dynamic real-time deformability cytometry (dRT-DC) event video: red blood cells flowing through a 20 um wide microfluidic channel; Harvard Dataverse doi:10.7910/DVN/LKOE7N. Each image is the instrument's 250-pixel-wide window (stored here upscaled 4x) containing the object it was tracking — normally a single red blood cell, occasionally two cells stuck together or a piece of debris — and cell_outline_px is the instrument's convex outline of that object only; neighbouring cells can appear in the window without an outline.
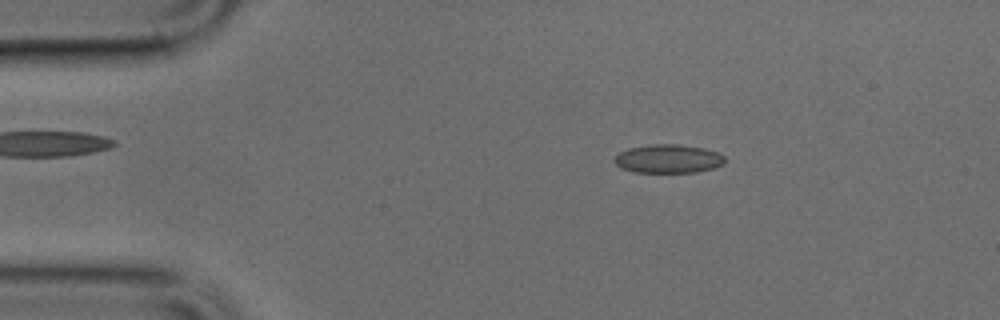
{"species": "common noctule bat (a hibernating species)", "species_latin": "Nyctalus noctula", "temperature_condition": "cold", "stored_images_in_passage": 49, "camera_frame_rate_fps": 3000, "um_per_image_px": 0.085, "animal": {"sex": "male", "body_mass_g": 17.9, "forearm_length_mm": 54.2}, "frame": {"image": 1, "passage_image": 8, "time_ms": 2.333, "image_size_px": [1000, 320], "cell_outline_px": [[724, 164], [712, 168], [696, 172], [636, 172], [620, 168], [612, 160], [620, 152], [628, 148], [648, 144], [680, 144], [704, 148], [720, 152], [724, 156]], "centroid_in_image_um": [56.8, 13.48], "position_along_channel_um": 28.2, "area_um2": 18.55}}
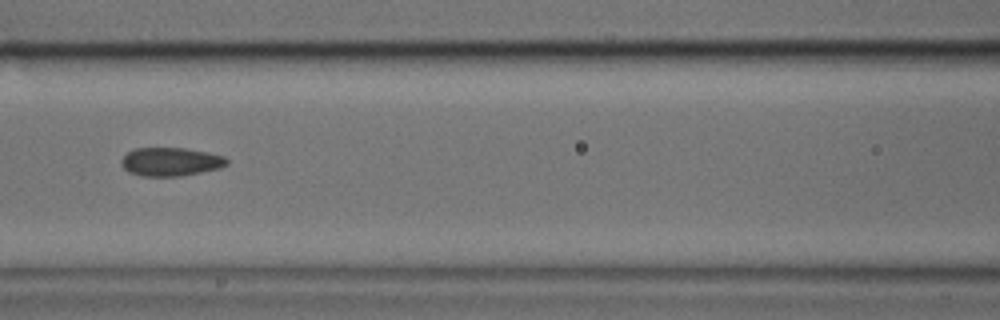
{"frame": {"image": 2, "passage_image": 21, "time_ms": 6.667, "image_size_px": [1000, 320], "cell_outline_px": [[228, 164], [220, 168], [180, 176], [140, 176], [128, 172], [120, 164], [120, 160], [128, 152], [136, 148], [184, 148], [208, 152], [224, 156], [228, 160]], "centroid_in_image_um": [14.49, 13.75], "position_along_channel_um": 152.1, "area_um2": 17.57}}
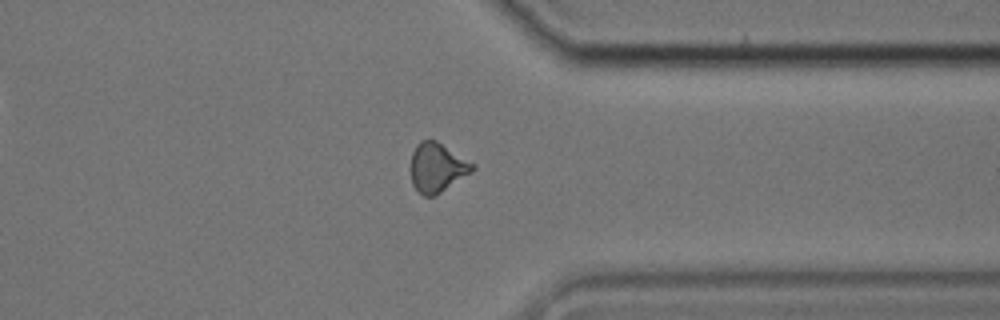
{"frame": {"image": 3, "passage_image": 38, "time_ms": 12.333, "image_size_px": [1000, 320], "cell_outline_px": [[476, 168], [472, 172], [436, 196], [424, 196], [412, 184], [412, 152], [416, 144], [420, 140], [436, 140], [476, 164]], "centroid_in_image_um": [37.19, 14.23], "position_along_channel_um": 374.2, "area_um2": 17.74}}